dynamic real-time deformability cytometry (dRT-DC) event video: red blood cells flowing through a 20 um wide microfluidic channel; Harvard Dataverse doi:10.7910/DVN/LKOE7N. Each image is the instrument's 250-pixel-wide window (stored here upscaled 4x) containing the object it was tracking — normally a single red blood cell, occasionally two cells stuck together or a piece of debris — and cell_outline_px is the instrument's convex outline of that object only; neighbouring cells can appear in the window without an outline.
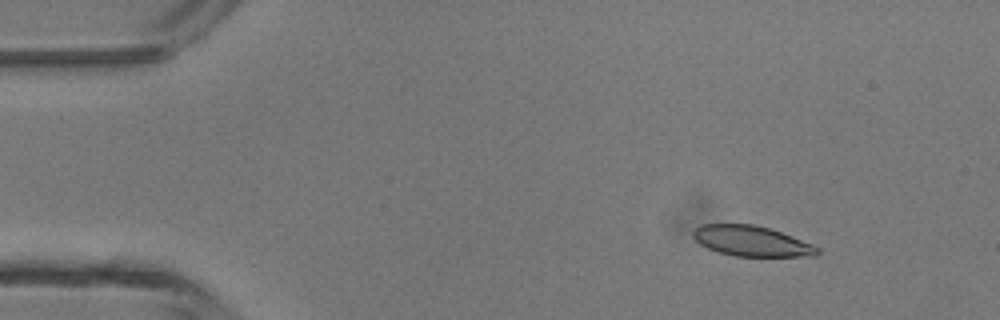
{"species": "common noctule bat (a hibernating species)", "species_latin": "Nyctalus noctula", "temperature_condition": "room temperature", "stored_images_in_passage": 47, "camera_frame_rate_fps": 3000, "um_per_image_px": 0.085, "animal": {"sex": "male", "body_mass_g": 13.3}, "frame": {"image": 1, "passage_image": 6, "time_ms": 1.667, "image_size_px": [1000, 320], "cell_outline_px": [[820, 252], [816, 256], [736, 256], [716, 252], [700, 244], [692, 236], [692, 232], [700, 224], [752, 224], [768, 228], [792, 236], [812, 244], [820, 248]], "centroid_in_image_um": [63.87, 20.49], "position_along_channel_um": 21.1, "area_um2": 21.96}}
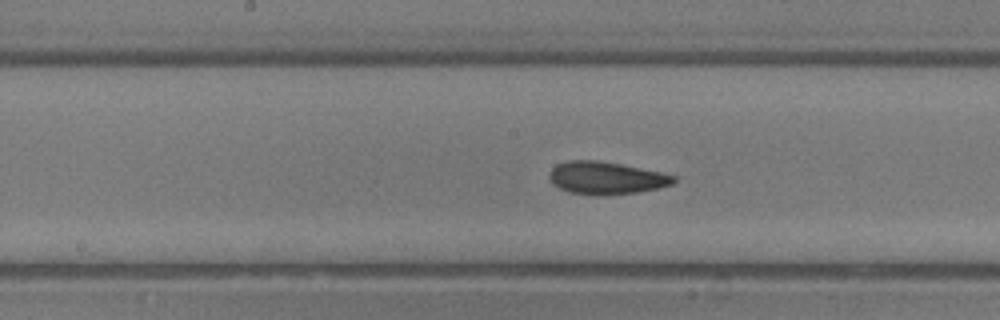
{"frame": {"image": 2, "passage_image": 24, "time_ms": 7.667, "image_size_px": [1000, 320], "cell_outline_px": [[676, 180], [672, 184], [656, 188], [636, 192], [604, 196], [600, 196], [568, 192], [552, 184], [548, 176], [548, 172], [556, 164], [568, 160], [596, 160], [620, 164], [664, 172], [676, 176]], "centroid_in_image_um": [51.49, 15.12], "position_along_channel_um": 196.7, "area_um2": 23.81}}
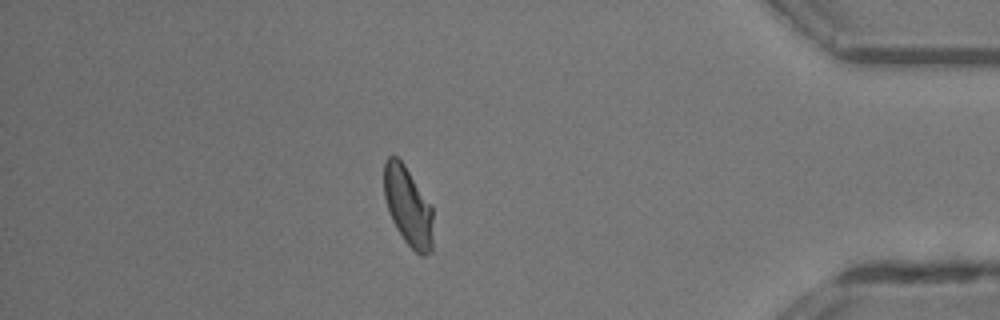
{"frame": {"image": 3, "passage_image": 41, "time_ms": 13.333, "image_size_px": [1000, 320], "cell_outline_px": [[432, 252], [424, 256], [420, 256], [404, 240], [396, 228], [392, 220], [384, 196], [384, 164], [388, 156], [396, 156], [404, 164], [432, 208]], "centroid_in_image_um": [34.68, 17.56], "position_along_channel_um": 400.5, "area_um2": 22.25}, "authors_computed_cell_mechanics": {"area_um2": 23.0044, "velocity_mm_per_s": 4.3468, "shape_relaxation_time_tau1_ms": 7.4711, "shape_relaxation_time_tau2_ms": 1.8864, "deformation_change_tau1": 0.1679, "deformation_change_tau2": 0.076}}